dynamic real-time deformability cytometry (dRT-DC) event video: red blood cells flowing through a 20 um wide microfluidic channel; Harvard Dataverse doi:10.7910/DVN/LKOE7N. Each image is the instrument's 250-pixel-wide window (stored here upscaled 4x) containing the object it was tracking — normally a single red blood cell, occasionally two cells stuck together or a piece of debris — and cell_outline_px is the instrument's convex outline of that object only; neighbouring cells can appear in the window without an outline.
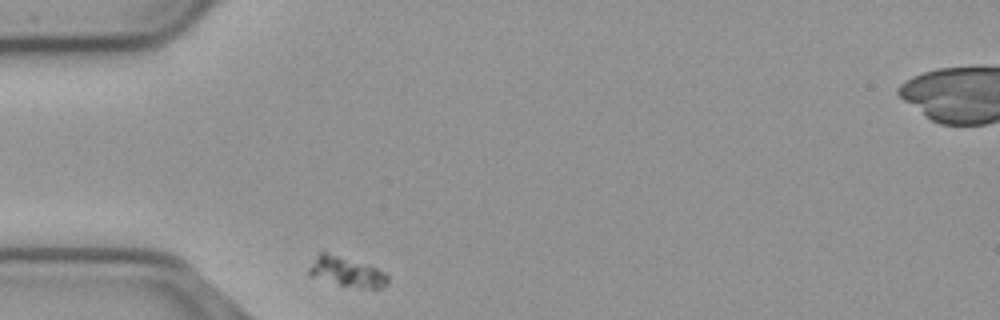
{"species": "common noctule bat (a hibernating species)", "species_latin": "Nyctalus noctula", "temperature_condition": "cold", "stored_images_in_passage": 33, "camera_frame_rate_fps": 3000, "um_per_image_px": 0.085, "animal": {"sex": "male", "body_mass_g": 23.1, "forearm_length_mm": 52.7}, "frame": {"image": 1, "passage_image": 1, "time_ms": 0.0, "image_size_px": [1000, 320], "cell_outline_px": [[388, 284], [384, 288], [360, 288], [340, 284], [308, 276], [308, 268], [316, 256], [320, 252], [324, 252], [376, 268], [384, 272], [388, 276]], "centroid_in_image_um": [29.46, 23.13], "position_along_channel_um": 55.5, "area_um2": 13.29}}
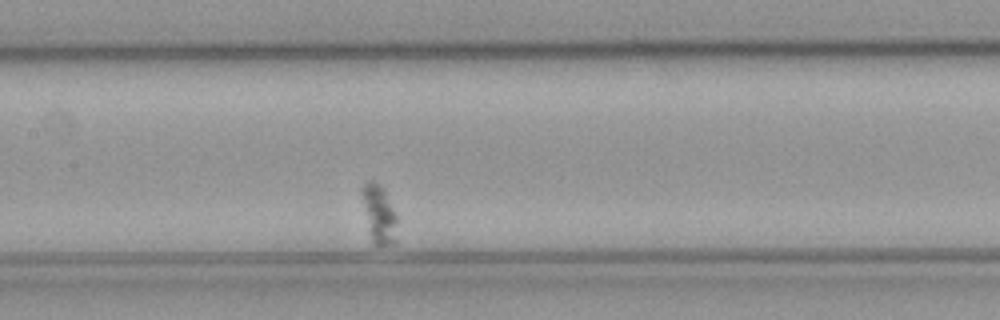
{"frame": {"image": 2, "passage_image": 14, "time_ms": 4.333, "image_size_px": [1000, 320], "cell_outline_px": [[396, 244], [380, 248], [372, 248], [360, 192], [364, 184], [368, 180], [372, 180], [380, 184], [384, 188], [396, 216]], "centroid_in_image_um": [32.2, 18.29], "position_along_channel_um": 175.2, "area_um2": 12.54}}
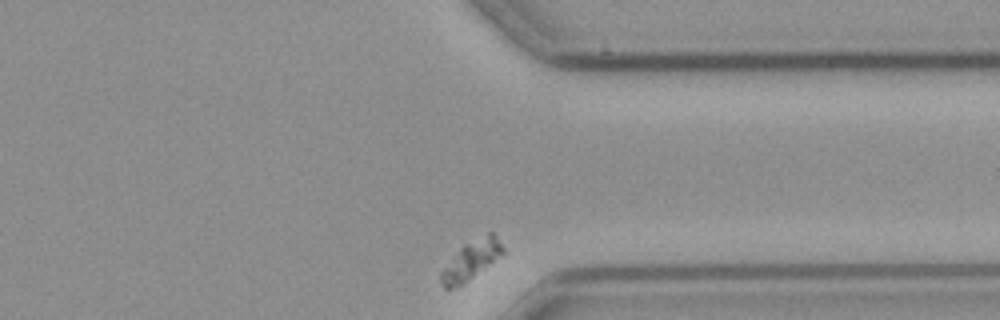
{"frame": {"image": 3, "passage_image": 33, "time_ms": 10.667, "image_size_px": [1000, 320], "cell_outline_px": [[508, 252], [464, 284], [452, 288], [444, 288], [440, 280], [440, 272], [460, 248], [464, 244], [488, 232], [492, 232], [496, 236]], "centroid_in_image_um": [40.12, 22.11], "position_along_channel_um": 371.3, "area_um2": 14.28}}